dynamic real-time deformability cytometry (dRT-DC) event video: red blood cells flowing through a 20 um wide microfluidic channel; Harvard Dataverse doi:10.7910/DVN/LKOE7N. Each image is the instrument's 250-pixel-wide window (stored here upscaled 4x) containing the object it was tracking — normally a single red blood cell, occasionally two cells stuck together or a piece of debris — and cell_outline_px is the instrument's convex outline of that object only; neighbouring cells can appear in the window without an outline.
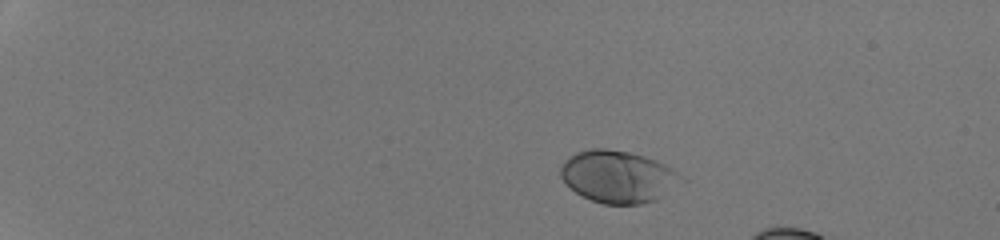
{"species": "human", "species_latin": "Homo sapiens", "temperature_condition": "room temperature", "stored_images_in_passage": 14, "camera_frame_rate_fps": 3000, "um_per_image_px": 0.085, "donor": {"sex": "male"}, "frame": {"image": 1, "passage_image": 1, "time_ms": 0.0, "image_size_px": [1000, 240], "cell_outline_px": [[688, 180], [656, 200], [640, 204], [604, 204], [592, 200], [576, 192], [564, 184], [560, 176], [560, 168], [564, 160], [576, 152], [592, 148], [604, 148], [628, 152], [644, 156], [656, 160], [672, 168], [684, 176]], "centroid_in_image_um": [52.56, 15.01], "position_along_channel_um": 32.4, "area_um2": 37.05}}
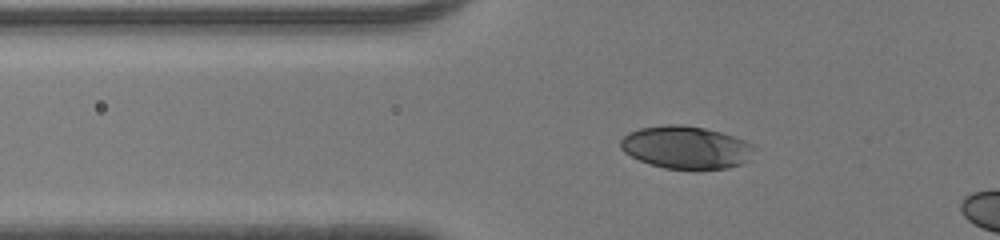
{"frame": {"image": 2, "passage_image": 11, "time_ms": 3.333, "image_size_px": [1000, 240], "cell_outline_px": [[756, 148], [740, 164], [724, 168], [664, 168], [640, 160], [624, 152], [620, 148], [620, 140], [628, 132], [640, 128], [664, 124], [680, 124], [704, 128], [720, 132], [744, 140], [752, 144]], "centroid_in_image_um": [58.25, 12.5], "position_along_channel_um": 67.5, "area_um2": 32.66}}